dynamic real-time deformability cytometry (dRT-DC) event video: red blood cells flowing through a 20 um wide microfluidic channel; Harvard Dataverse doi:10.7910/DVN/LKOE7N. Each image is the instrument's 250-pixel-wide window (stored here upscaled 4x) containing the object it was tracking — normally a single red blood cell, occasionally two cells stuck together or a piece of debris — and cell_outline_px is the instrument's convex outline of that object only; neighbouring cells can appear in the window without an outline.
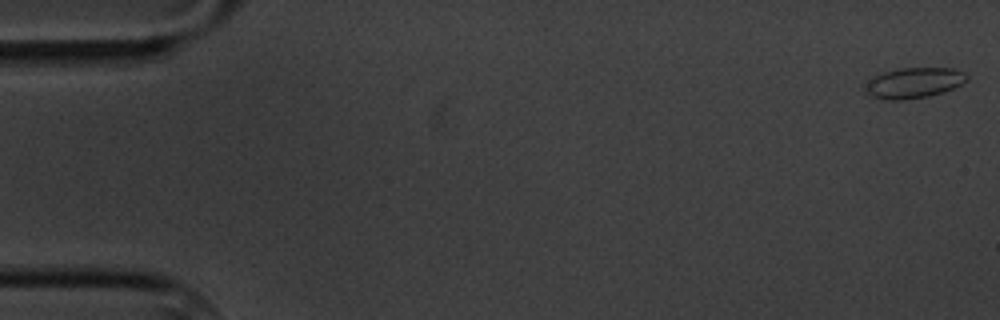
{"species": "common noctule bat (a hibernating species)", "species_latin": "Nyctalus noctula", "temperature_condition": "cold", "stored_images_in_passage": 7, "camera_frame_rate_fps": 3000, "um_per_image_px": 0.085, "animal": {"sex": "male", "body_mass_g": 20.1, "forearm_length_mm": 53.5}, "frame": {"image": 1, "passage_image": 1, "time_ms": 0.0, "image_size_px": [1000, 320], "cell_outline_px": [[968, 80], [944, 92], [928, 96], [900, 100], [888, 100], [872, 96], [864, 92], [860, 88], [876, 76], [884, 72], [896, 68], [952, 68], [964, 72], [968, 76]], "centroid_in_image_um": [77.65, 7.04], "position_along_channel_um": 7.4, "area_um2": 18.09}}
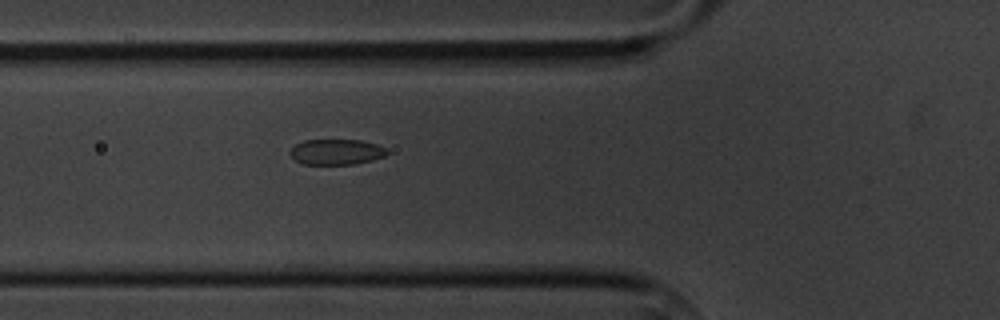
{"frame": {"image": 2, "passage_image": 7, "time_ms": 6.667, "image_size_px": [1000, 320], "cell_outline_px": [[388, 152], [384, 156], [372, 160], [356, 164], [304, 164], [296, 160], [288, 152], [296, 144], [304, 140], [360, 140], [376, 144], [388, 148]], "centroid_in_image_um": [28.61, 12.91], "position_along_channel_um": 97.2, "area_um2": 14.39}}